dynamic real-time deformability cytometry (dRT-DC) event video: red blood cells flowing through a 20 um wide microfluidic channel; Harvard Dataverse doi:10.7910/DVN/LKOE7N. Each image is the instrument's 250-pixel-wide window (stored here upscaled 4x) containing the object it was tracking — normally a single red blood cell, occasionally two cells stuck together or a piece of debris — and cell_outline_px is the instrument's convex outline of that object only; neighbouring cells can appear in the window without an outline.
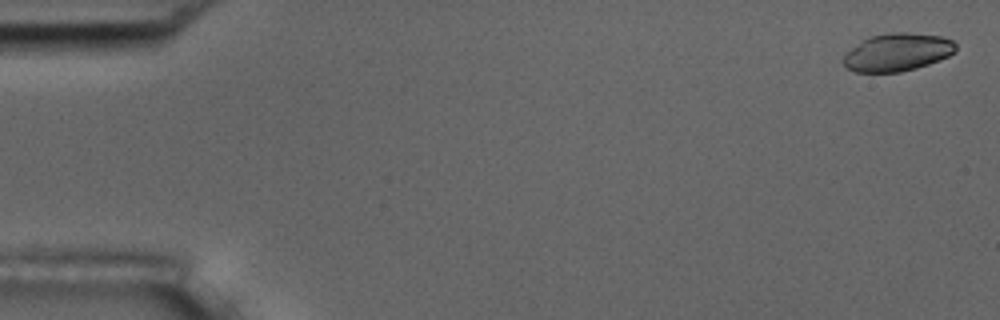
{"species": "common noctule bat (a hibernating species)", "species_latin": "Nyctalus noctula", "temperature_condition": "room temperature", "stored_images_in_passage": 5, "camera_frame_rate_fps": 3000, "um_per_image_px": 0.085, "animal": {"sex": "male", "body_mass_g": 17.5, "forearm_length_mm": 52.3}, "frame": {"image": 1, "passage_image": 1, "time_ms": 0.0, "image_size_px": [1000, 320], "cell_outline_px": [[956, 52], [940, 60], [916, 68], [900, 72], [856, 72], [844, 68], [844, 56], [852, 48], [864, 40], [872, 36], [888, 32], [908, 32], [940, 36], [952, 40], [956, 44]], "centroid_in_image_um": [76.3, 4.44], "position_along_channel_um": 8.7, "area_um2": 24.68}}
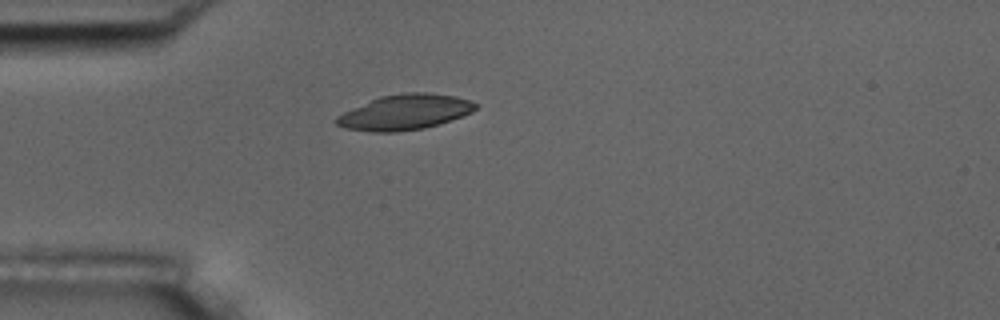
{"frame": {"image": 2, "passage_image": 4, "time_ms": 4.667, "image_size_px": [1000, 320], "cell_outline_px": [[480, 104], [472, 112], [452, 120], [440, 124], [424, 128], [396, 132], [372, 132], [344, 128], [336, 124], [332, 120], [336, 116], [352, 108], [380, 96], [408, 92], [428, 92], [456, 96], [472, 100]], "centroid_in_image_um": [34.43, 9.53], "position_along_channel_um": 50.6, "area_um2": 28.9}}